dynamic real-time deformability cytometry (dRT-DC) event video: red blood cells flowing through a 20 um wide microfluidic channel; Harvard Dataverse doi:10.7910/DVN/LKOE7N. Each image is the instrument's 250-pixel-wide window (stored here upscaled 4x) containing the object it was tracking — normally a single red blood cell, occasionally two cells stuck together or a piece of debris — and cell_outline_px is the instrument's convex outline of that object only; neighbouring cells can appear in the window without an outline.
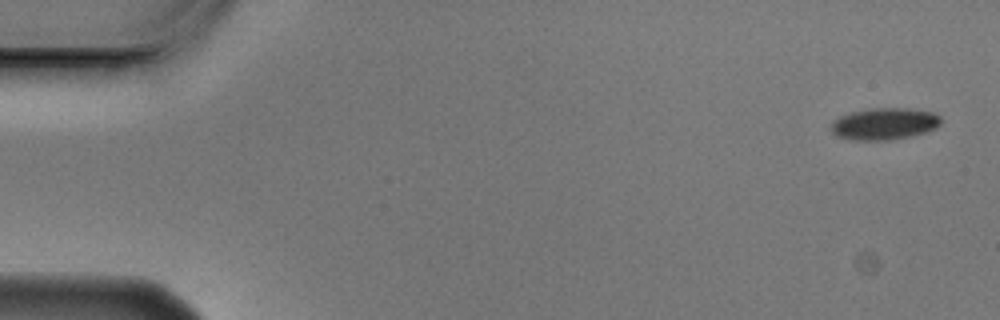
{"species": "Egyptian fruit bat (a non-hibernating species)", "species_latin": "Rousettus aegyptiacus", "temperature_condition": "cold", "stored_images_in_passage": 7, "camera_frame_rate_fps": 3000, "um_per_image_px": 0.085, "animal": {"sex": "male"}, "frame": {"image": 1, "passage_image": 1, "time_ms": 0.0, "image_size_px": [1000, 320], "cell_outline_px": [[940, 124], [936, 128], [928, 132], [888, 140], [852, 140], [836, 136], [828, 128], [832, 120], [848, 112], [872, 108], [912, 108], [936, 112], [940, 116]], "centroid_in_image_um": [75.14, 10.51], "position_along_channel_um": 9.9, "area_um2": 20.81}}
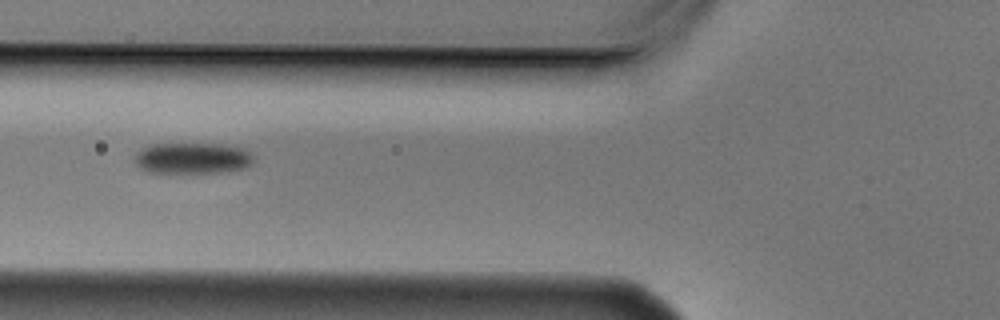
{"frame": {"image": 2, "passage_image": 5, "time_ms": 1.333, "image_size_px": [1000, 320], "cell_outline_px": [[256, 156], [252, 164], [248, 168], [228, 172], [148, 172], [140, 168], [136, 164], [136, 152], [140, 148], [152, 144], [220, 144], [240, 148]], "centroid_in_image_um": [16.39, 13.45], "position_along_channel_um": 109.4, "area_um2": 21.62}}
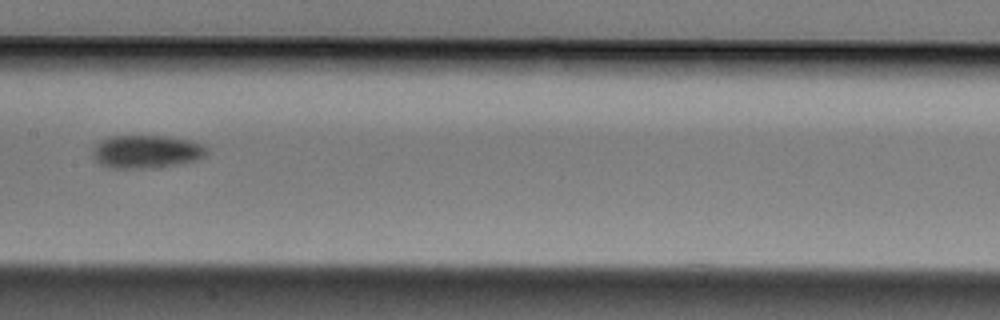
{"frame": {"image": 3, "passage_image": 7, "time_ms": 2.0, "image_size_px": [1000, 320], "cell_outline_px": [[208, 152], [204, 156], [196, 160], [160, 168], [108, 168], [92, 160], [92, 148], [100, 140], [108, 136], [168, 136], [192, 140], [204, 144], [208, 148]], "centroid_in_image_um": [12.43, 12.89], "position_along_channel_um": 195.0, "area_um2": 22.6}}